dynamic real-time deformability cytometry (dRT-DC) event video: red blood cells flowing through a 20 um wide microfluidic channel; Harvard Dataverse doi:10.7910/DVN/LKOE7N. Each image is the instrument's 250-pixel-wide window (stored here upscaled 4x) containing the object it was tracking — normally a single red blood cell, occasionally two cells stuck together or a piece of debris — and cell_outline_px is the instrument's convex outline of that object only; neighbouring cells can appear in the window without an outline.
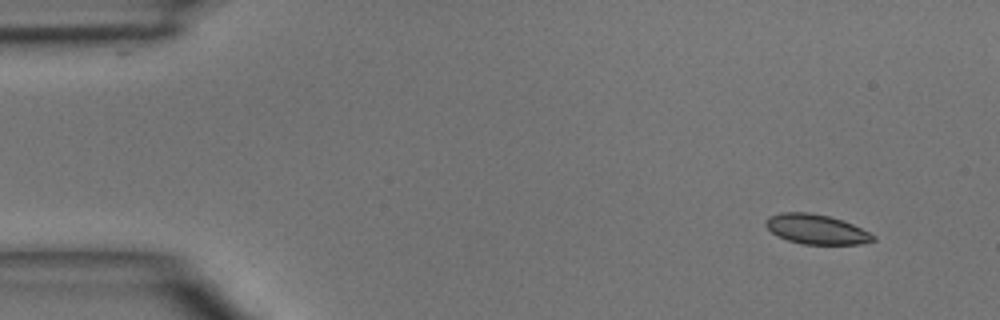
{"species": "common noctule bat (a hibernating species)", "species_latin": "Nyctalus noctula", "temperature_condition": "room temperature", "stored_images_in_passage": 4, "camera_frame_rate_fps": 3000, "um_per_image_px": 0.085, "animal": {"sex": "male", "body_mass_g": 15.6}, "frame": {"image": 1, "passage_image": 1, "time_ms": 0.0, "image_size_px": [1000, 320], "cell_outline_px": [[876, 240], [860, 244], [804, 244], [788, 240], [772, 232], [764, 224], [764, 220], [768, 216], [780, 212], [808, 212], [828, 216], [844, 220], [876, 236]], "centroid_in_image_um": [69.37, 19.47], "position_along_channel_um": 15.6, "area_um2": 18.55}}
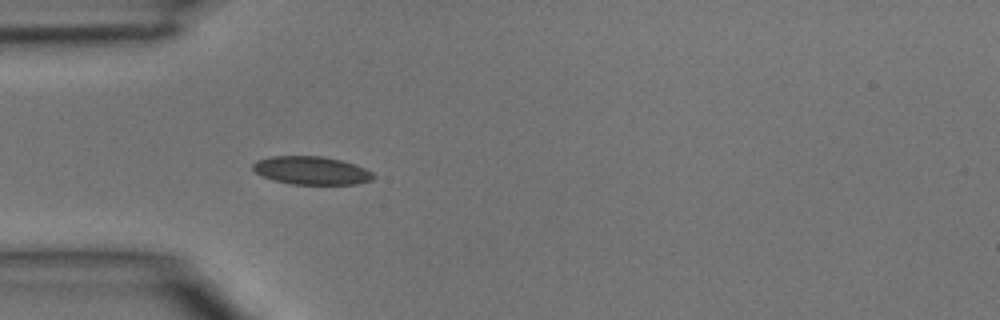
{"frame": {"image": 2, "passage_image": 4, "time_ms": 3.333, "image_size_px": [1000, 320], "cell_outline_px": [[376, 176], [372, 180], [356, 184], [292, 184], [260, 176], [252, 168], [252, 164], [256, 160], [272, 156], [324, 156], [356, 164], [372, 172]], "centroid_in_image_um": [26.47, 14.48], "position_along_channel_um": 58.5, "area_um2": 19.83}}